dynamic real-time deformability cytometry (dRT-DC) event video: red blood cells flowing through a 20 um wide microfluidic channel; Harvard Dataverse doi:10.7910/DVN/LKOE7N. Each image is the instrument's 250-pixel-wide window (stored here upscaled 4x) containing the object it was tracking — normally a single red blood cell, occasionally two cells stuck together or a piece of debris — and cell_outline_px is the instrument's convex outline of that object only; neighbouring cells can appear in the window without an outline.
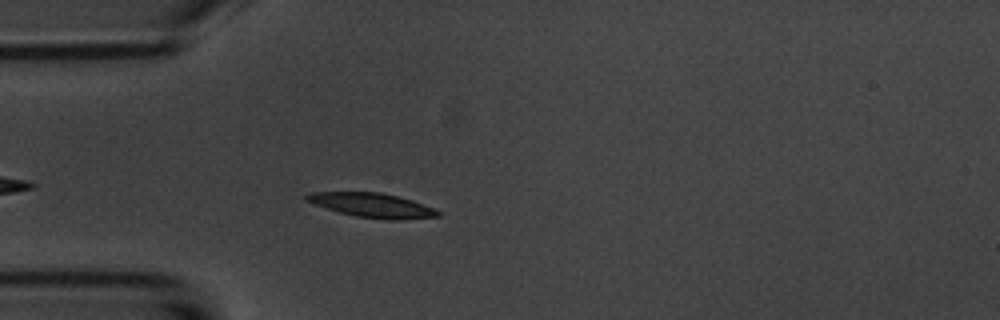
{"species": "common noctule bat (a hibernating species)", "species_latin": "Nyctalus noctula", "temperature_condition": "room temperature", "stored_images_in_passage": 3, "camera_frame_rate_fps": 3000, "um_per_image_px": 0.085, "animal": {"sex": "male", "body_mass_g": 20.1, "forearm_length_mm": 53.5}, "frame": {"image": 1, "passage_image": 3, "time_ms": 2.333, "image_size_px": [1000, 320], "cell_outline_px": [[440, 216], [404, 220], [392, 220], [356, 216], [340, 212], [304, 200], [304, 196], [312, 192], [380, 192], [412, 200], [432, 208], [440, 212]], "centroid_in_image_um": [31.65, 17.44], "position_along_channel_um": 53.3, "area_um2": 18.32}}